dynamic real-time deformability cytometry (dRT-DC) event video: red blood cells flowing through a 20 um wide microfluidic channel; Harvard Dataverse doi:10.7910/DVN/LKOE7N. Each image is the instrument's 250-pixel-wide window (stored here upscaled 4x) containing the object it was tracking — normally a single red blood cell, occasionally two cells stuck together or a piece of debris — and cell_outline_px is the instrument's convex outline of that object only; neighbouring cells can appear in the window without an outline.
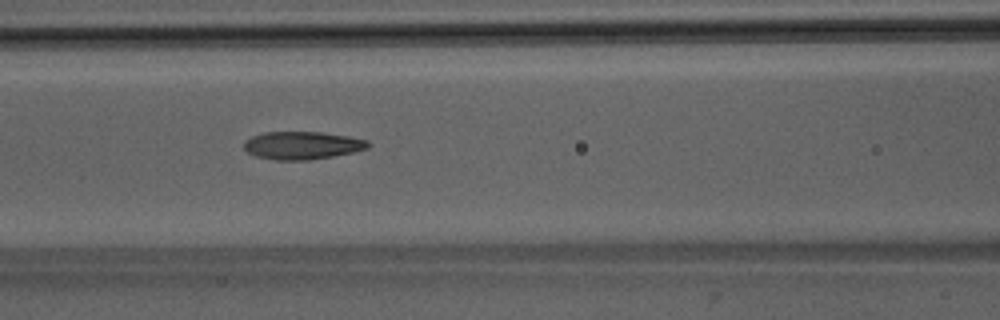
{"species": "Egyptian fruit bat (a non-hibernating species)", "species_latin": "Rousettus aegyptiacus", "temperature_condition": "room temperature", "stored_images_in_passage": 49, "camera_frame_rate_fps": 3000, "um_per_image_px": 0.085, "animal": {"sex": "male"}, "frame": {"image": 1, "passage_image": 23, "time_ms": 7.333, "image_size_px": [1000, 320], "cell_outline_px": [[372, 144], [368, 148], [352, 152], [332, 156], [308, 160], [276, 160], [256, 156], [248, 152], [244, 148], [244, 140], [252, 136], [264, 132], [320, 132], [348, 136], [368, 140]], "centroid_in_image_um": [25.69, 12.35], "position_along_channel_um": 140.9, "area_um2": 20.11}}
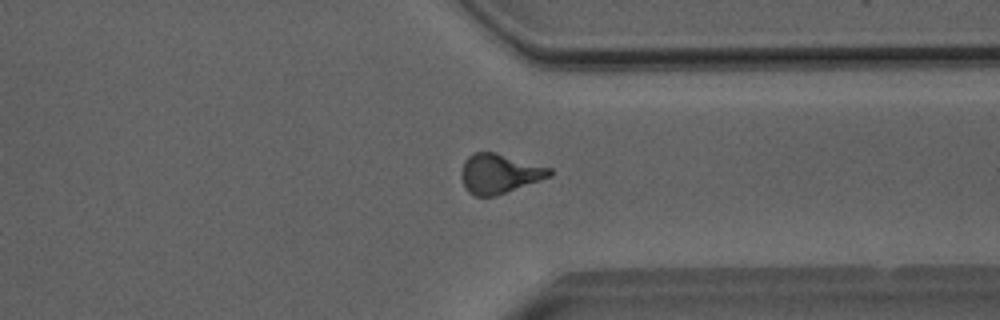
{"frame": {"image": 2, "passage_image": 40, "time_ms": 13.0, "image_size_px": [1000, 320], "cell_outline_px": [[552, 176], [492, 196], [476, 196], [468, 192], [464, 188], [460, 176], [460, 172], [464, 160], [472, 152], [496, 152], [552, 168]], "centroid_in_image_um": [42.4, 14.73], "position_along_channel_um": 369.0, "area_um2": 20.35}}
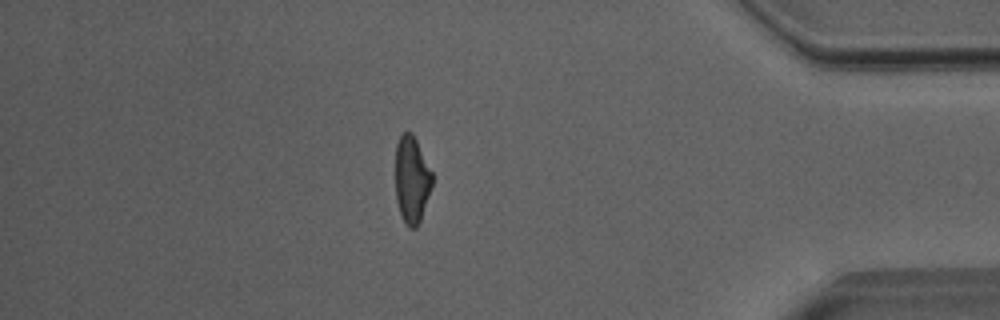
{"frame": {"image": 3, "passage_image": 45, "time_ms": 14.667, "image_size_px": [1000, 320], "cell_outline_px": [[432, 184], [420, 220], [416, 228], [408, 228], [400, 212], [396, 200], [396, 144], [400, 136], [404, 132], [412, 132], [432, 172]], "centroid_in_image_um": [34.99, 15.26], "position_along_channel_um": 400.2, "area_um2": 18.32}}